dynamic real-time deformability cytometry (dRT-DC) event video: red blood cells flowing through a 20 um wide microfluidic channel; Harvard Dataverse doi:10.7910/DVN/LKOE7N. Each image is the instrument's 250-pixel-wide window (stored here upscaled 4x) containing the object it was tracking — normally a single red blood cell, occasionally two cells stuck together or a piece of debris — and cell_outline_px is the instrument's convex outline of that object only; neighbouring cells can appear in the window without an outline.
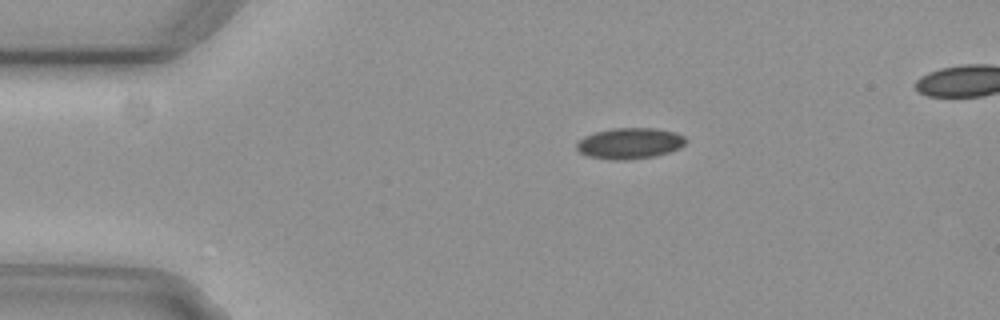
{"species": "common noctule bat (a hibernating species)", "species_latin": "Nyctalus noctula", "temperature_condition": "cold", "stored_images_in_passage": 3, "camera_frame_rate_fps": 3000, "um_per_image_px": 0.085, "animal": {"sex": "female", "body_mass_g": 29.2, "forearm_length_mm": 56.3}, "frame": {"image": 1, "passage_image": 1, "time_ms": 0.0, "image_size_px": [1000, 320], "cell_outline_px": [[688, 140], [680, 148], [656, 156], [624, 160], [612, 160], [588, 156], [580, 152], [576, 148], [576, 144], [584, 136], [596, 132], [612, 128], [656, 128], [672, 132], [684, 136]], "centroid_in_image_um": [53.53, 12.18], "position_along_channel_um": 31.5, "area_um2": 19.65}}